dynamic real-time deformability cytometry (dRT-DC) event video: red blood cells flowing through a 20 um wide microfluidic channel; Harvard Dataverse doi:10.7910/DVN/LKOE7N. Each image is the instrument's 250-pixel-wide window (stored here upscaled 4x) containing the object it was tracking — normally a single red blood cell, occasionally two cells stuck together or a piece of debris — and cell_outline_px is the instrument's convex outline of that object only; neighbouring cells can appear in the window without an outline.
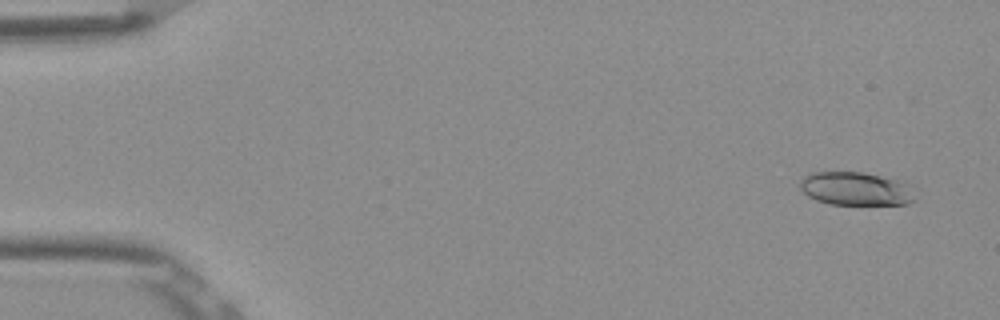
{"species": "Egyptian fruit bat (a non-hibernating species)", "species_latin": "Rousettus aegyptiacus", "temperature_condition": "room temperature", "stored_images_in_passage": 8, "camera_frame_rate_fps": 3000, "um_per_image_px": 0.085, "frame": {"image": 1, "passage_image": 1, "time_ms": 0.0, "image_size_px": [1000, 320], "cell_outline_px": [[916, 200], [908, 204], [828, 204], [816, 200], [808, 196], [800, 188], [800, 180], [804, 176], [812, 172], [864, 172], [908, 180], [912, 184]], "centroid_in_image_um": [72.85, 16.02], "position_along_channel_um": 12.2, "area_um2": 23.06}}
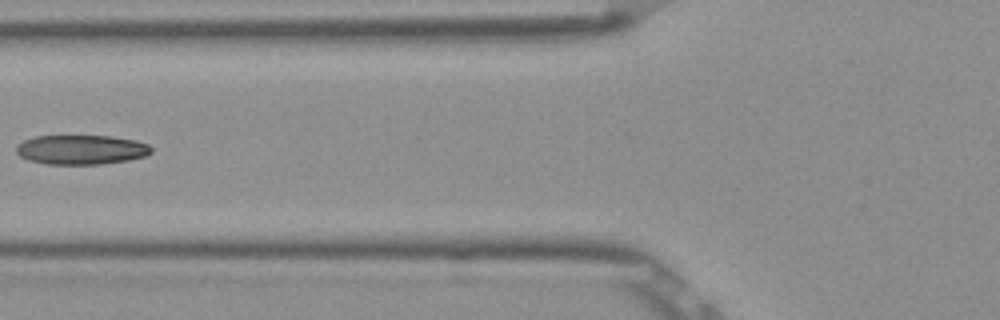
{"frame": {"image": 2, "passage_image": 6, "time_ms": 1.667, "image_size_px": [1000, 320], "cell_outline_px": [[152, 152], [144, 156], [128, 160], [100, 164], [44, 164], [28, 160], [20, 156], [16, 152], [16, 144], [24, 140], [36, 136], [112, 136], [136, 140], [148, 144], [152, 148]], "centroid_in_image_um": [6.89, 12.72], "position_along_channel_um": 118.9, "area_um2": 23.29}}
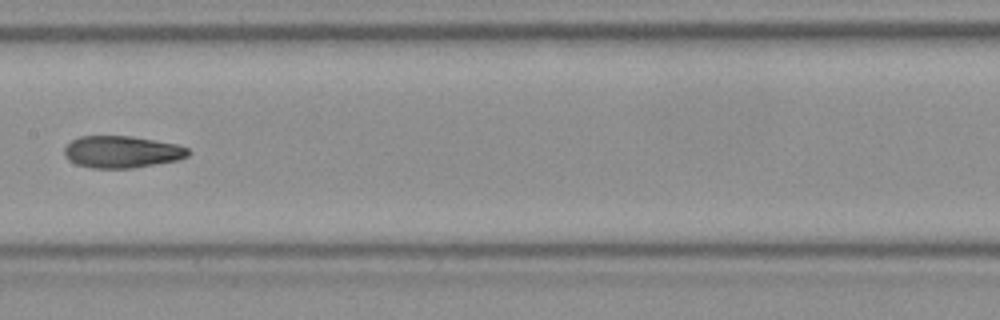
{"frame": {"image": 3, "passage_image": 8, "time_ms": 2.333, "image_size_px": [1000, 320], "cell_outline_px": [[192, 152], [188, 156], [180, 160], [132, 168], [92, 168], [76, 164], [68, 160], [64, 156], [64, 148], [72, 140], [80, 136], [132, 136], [176, 144], [188, 148]], "centroid_in_image_um": [10.37, 12.91], "position_along_channel_um": 197.0, "area_um2": 23.24}}